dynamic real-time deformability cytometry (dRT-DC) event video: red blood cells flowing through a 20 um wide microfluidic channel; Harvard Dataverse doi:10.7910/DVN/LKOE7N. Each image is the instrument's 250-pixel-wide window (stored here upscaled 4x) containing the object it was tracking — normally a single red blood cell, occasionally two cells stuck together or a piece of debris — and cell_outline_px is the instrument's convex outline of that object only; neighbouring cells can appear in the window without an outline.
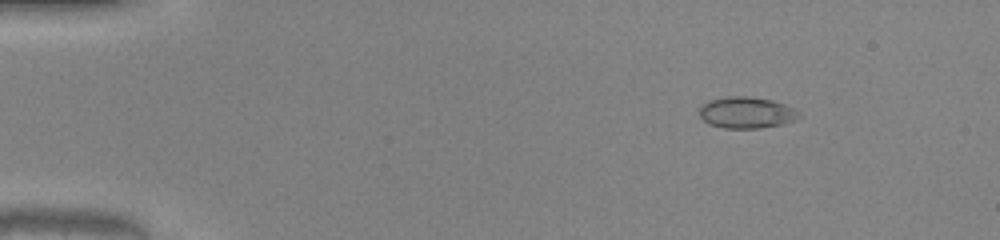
{"species": "common noctule bat (a hibernating species)", "species_latin": "Nyctalus noctula", "temperature_condition": "warm", "stored_images_in_passage": 52, "camera_frame_rate_fps": 3000, "um_per_image_px": 0.085, "animal": {"sex": "male", "body_mass_g": 20.0, "forearm_length_mm": 53.3}, "frame": {"image": 1, "passage_image": 8, "time_ms": 2.333, "image_size_px": [1000, 240], "cell_outline_px": [[800, 116], [796, 120], [780, 124], [760, 128], [724, 128], [708, 124], [700, 116], [700, 108], [708, 100], [728, 96], [748, 96], [772, 100], [796, 108], [800, 112]], "centroid_in_image_um": [63.47, 9.56], "position_along_channel_um": 21.5, "area_um2": 18.26}}
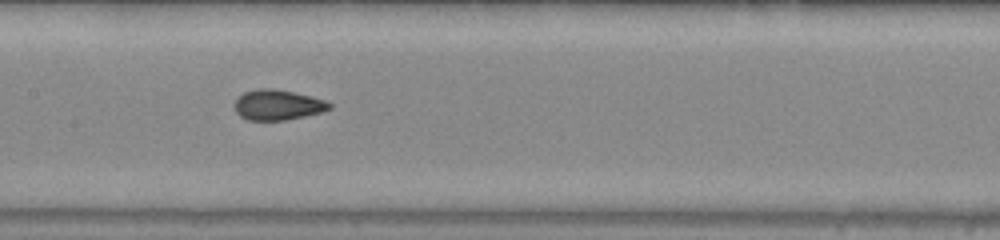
{"frame": {"image": 2, "passage_image": 27, "time_ms": 8.667, "image_size_px": [1000, 240], "cell_outline_px": [[332, 108], [324, 112], [284, 120], [248, 120], [240, 116], [236, 112], [232, 104], [244, 92], [260, 88], [272, 88], [312, 96], [324, 100], [332, 104]], "centroid_in_image_um": [23.6, 8.92], "position_along_channel_um": 183.8, "area_um2": 16.82}}
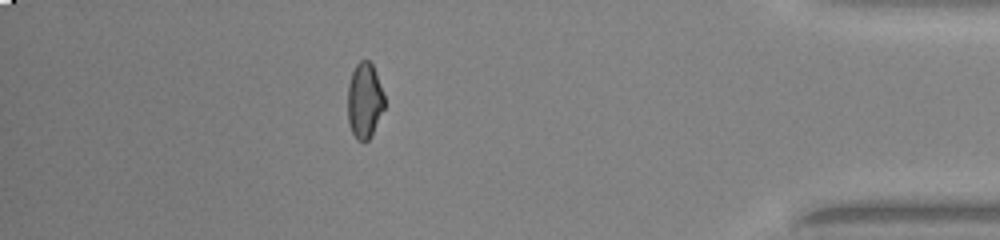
{"frame": {"image": 3, "passage_image": 46, "time_ms": 15.0, "image_size_px": [1000, 240], "cell_outline_px": [[384, 108], [372, 136], [368, 140], [356, 140], [348, 124], [348, 84], [352, 72], [356, 64], [360, 60], [368, 60], [372, 64], [376, 72], [384, 96]], "centroid_in_image_um": [30.98, 8.56], "position_along_channel_um": 404.2, "area_um2": 16.24}}